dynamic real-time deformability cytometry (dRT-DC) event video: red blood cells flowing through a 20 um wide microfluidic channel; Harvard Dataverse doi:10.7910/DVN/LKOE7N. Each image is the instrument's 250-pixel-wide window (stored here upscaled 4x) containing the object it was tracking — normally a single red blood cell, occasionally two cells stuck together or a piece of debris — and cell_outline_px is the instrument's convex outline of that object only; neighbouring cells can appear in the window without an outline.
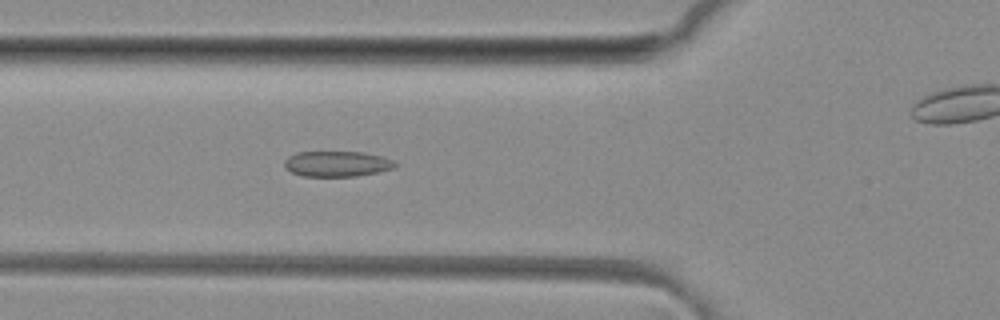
{"species": "common noctule bat (a hibernating species)", "species_latin": "Nyctalus noctula", "temperature_condition": "room temperature", "stored_images_in_passage": 47, "camera_frame_rate_fps": 3000, "um_per_image_px": 0.085, "animal": {"sex": "female", "body_mass_g": 29.2, "forearm_length_mm": 56.3}, "frame": {"image": 1, "passage_image": 17, "time_ms": 5.333, "image_size_px": [1000, 320], "cell_outline_px": [[400, 164], [392, 168], [376, 172], [356, 176], [304, 176], [292, 172], [284, 168], [284, 160], [288, 156], [296, 152], [364, 152], [380, 156], [392, 160]], "centroid_in_image_um": [28.61, 13.92], "position_along_channel_um": 97.2, "area_um2": 16.42}}
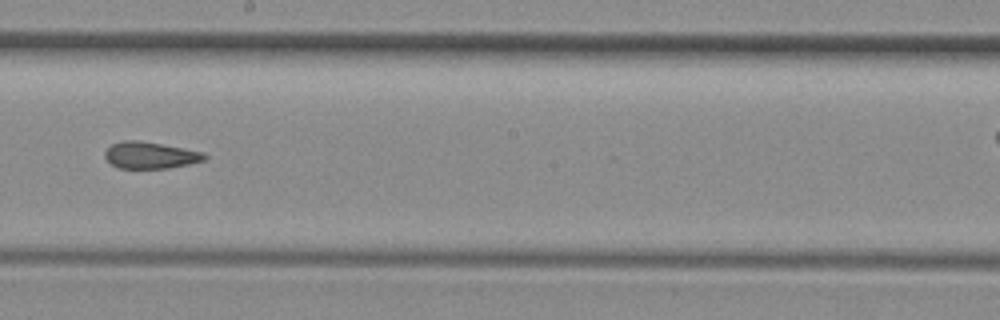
{"frame": {"image": 2, "passage_image": 27, "time_ms": 8.667, "image_size_px": [1000, 320], "cell_outline_px": [[208, 156], [204, 160], [188, 164], [168, 168], [120, 168], [112, 164], [104, 156], [104, 152], [112, 144], [124, 140], [136, 140], [184, 148], [204, 152]], "centroid_in_image_um": [12.78, 13.19], "position_along_channel_um": 235.4, "area_um2": 15.32}}
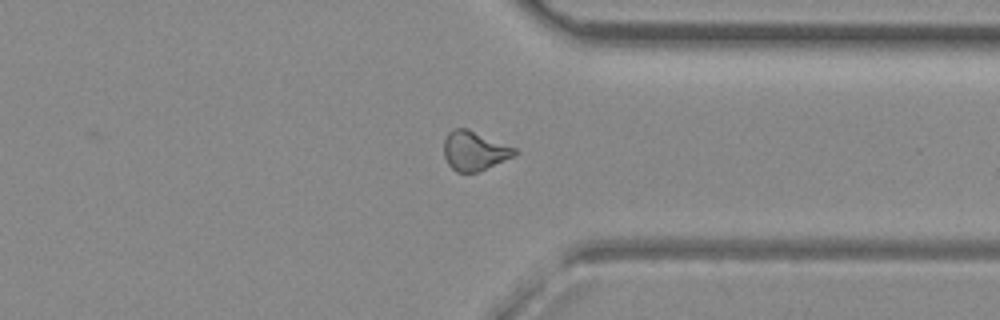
{"frame": {"image": 3, "passage_image": 37, "time_ms": 12.0, "image_size_px": [1000, 320], "cell_outline_px": [[520, 152], [516, 156], [476, 172], [456, 172], [448, 164], [444, 156], [444, 140], [448, 132], [452, 128], [468, 128], [516, 148]], "centroid_in_image_um": [40.34, 12.8], "position_along_channel_um": 371.1, "area_um2": 16.36}, "authors_computed_cell_mechanics": {"area_um2": 16.3574, "velocity_mm_per_s": 4.137, "shape_relaxation_time_tau1_ms": null, "shape_relaxation_time_tau2_ms": 2.3125, "deformation_change_tau1": null, "deformation_change_tau2": 0.0953}}